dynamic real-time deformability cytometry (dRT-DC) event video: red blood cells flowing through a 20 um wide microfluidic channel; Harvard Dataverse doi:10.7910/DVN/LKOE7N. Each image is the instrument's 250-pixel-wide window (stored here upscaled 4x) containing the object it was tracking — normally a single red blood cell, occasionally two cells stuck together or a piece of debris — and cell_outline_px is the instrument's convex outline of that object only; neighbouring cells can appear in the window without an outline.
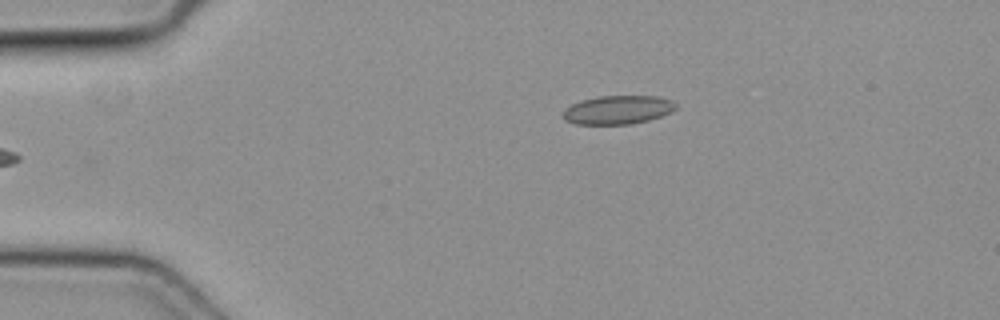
{"species": "common noctule bat (a hibernating species)", "species_latin": "Nyctalus noctula", "temperature_condition": "cold", "stored_images_in_passage": 34, "camera_frame_rate_fps": 3000, "um_per_image_px": 0.085, "animal": {"sex": "female", "body_mass_g": 19.3, "forearm_length_mm": 54.1}, "frame": {"image": 1, "passage_image": 1, "time_ms": 0.0, "image_size_px": [1000, 320], "cell_outline_px": [[676, 108], [672, 112], [648, 120], [632, 124], [576, 124], [564, 120], [560, 116], [564, 108], [572, 104], [584, 100], [600, 96], [660, 96], [672, 100], [676, 104]], "centroid_in_image_um": [52.5, 9.34], "position_along_channel_um": 32.5, "area_um2": 18.96}}
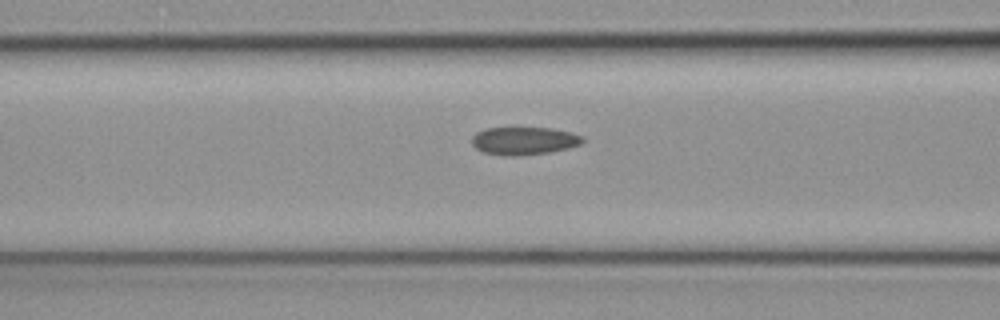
{"frame": {"image": 2, "passage_image": 11, "time_ms": 3.333, "image_size_px": [1000, 320], "cell_outline_px": [[584, 140], [580, 144], [568, 148], [548, 152], [512, 156], [484, 152], [476, 148], [472, 144], [472, 136], [476, 132], [484, 128], [552, 128], [572, 132], [584, 136]], "centroid_in_image_um": [44.55, 11.95], "position_along_channel_um": 122.0, "area_um2": 17.86}}
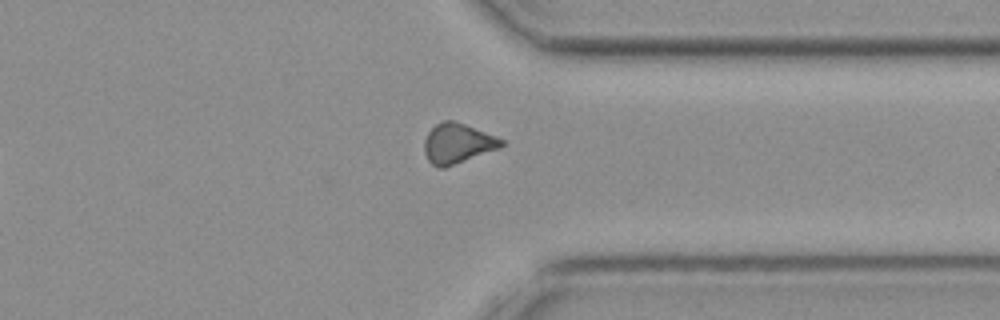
{"frame": {"image": 3, "passage_image": 29, "time_ms": 9.333, "image_size_px": [1000, 320], "cell_outline_px": [[504, 144], [500, 148], [444, 168], [436, 168], [428, 160], [424, 152], [424, 140], [428, 132], [436, 124], [444, 120], [456, 120], [496, 136], [504, 140]], "centroid_in_image_um": [38.88, 12.18], "position_along_channel_um": 372.5, "area_um2": 18.09}}